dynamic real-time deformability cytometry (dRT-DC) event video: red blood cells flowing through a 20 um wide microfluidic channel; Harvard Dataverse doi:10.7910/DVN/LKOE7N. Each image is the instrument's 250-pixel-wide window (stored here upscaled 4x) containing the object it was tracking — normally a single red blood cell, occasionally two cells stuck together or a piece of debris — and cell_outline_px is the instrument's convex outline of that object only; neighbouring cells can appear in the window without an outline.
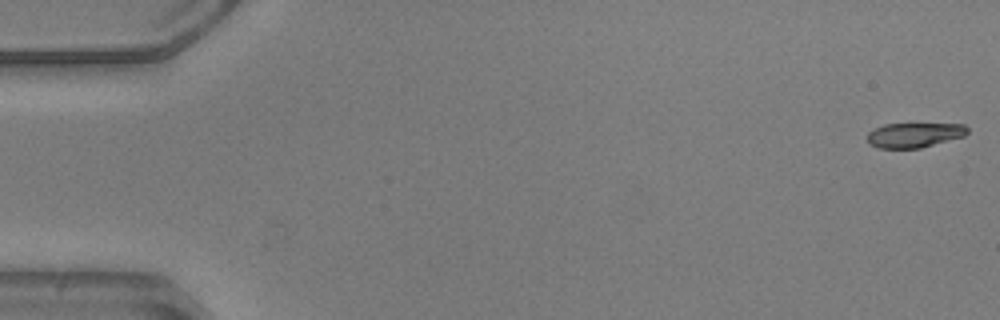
{"species": "common noctule bat (a hibernating species)", "species_latin": "Nyctalus noctula", "temperature_condition": "warm", "stored_images_in_passage": 50, "camera_frame_rate_fps": 3000, "um_per_image_px": 0.085, "animal": {"sex": "male", "body_mass_g": 20.5, "forearm_length_mm": 52.5}, "frame": {"image": 1, "passage_image": 1, "time_ms": 0.0, "image_size_px": [1000, 320], "cell_outline_px": [[968, 132], [964, 136], [920, 148], [880, 148], [872, 144], [868, 140], [868, 132], [872, 128], [884, 124], [964, 124], [968, 128]], "centroid_in_image_um": [77.72, 11.46], "position_along_channel_um": 7.3, "area_um2": 14.33}}
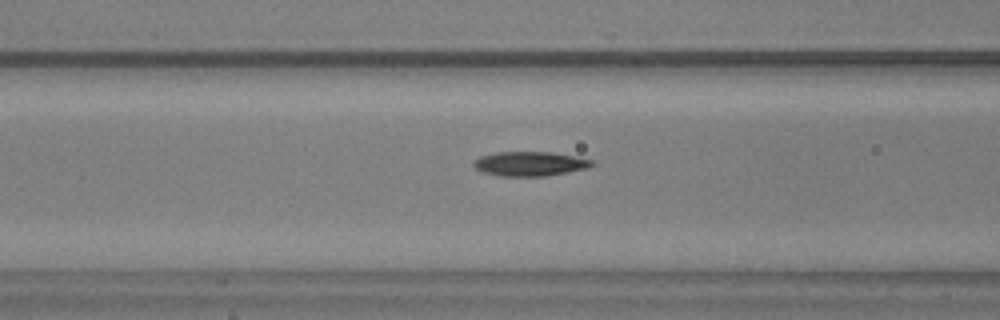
{"frame": {"image": 2, "passage_image": 21, "time_ms": 6.667, "image_size_px": [1000, 320], "cell_outline_px": [[596, 164], [588, 168], [568, 172], [544, 176], [500, 176], [484, 172], [476, 168], [472, 164], [480, 156], [496, 152], [552, 152], [592, 160]], "centroid_in_image_um": [45.05, 13.92], "position_along_channel_um": 121.5, "area_um2": 16.7}}
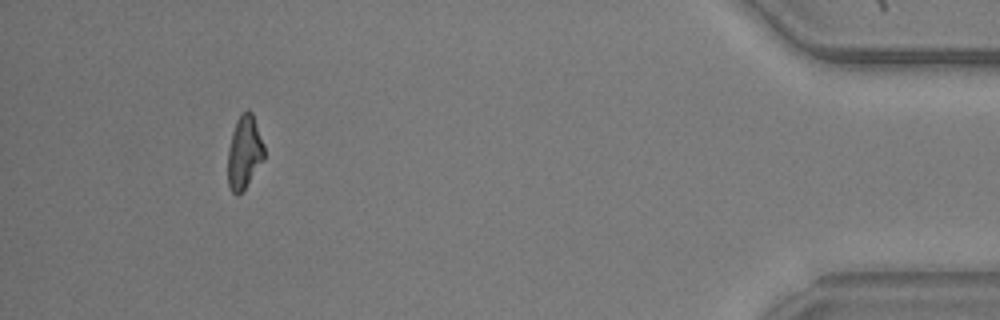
{"frame": {"image": 3, "passage_image": 48, "time_ms": 15.667, "image_size_px": [1000, 320], "cell_outline_px": [[264, 160], [244, 188], [236, 196], [232, 192], [228, 184], [228, 148], [232, 132], [236, 120], [240, 112], [248, 108], [252, 112], [264, 144]], "centroid_in_image_um": [20.76, 12.89], "position_along_channel_um": 414.4, "area_um2": 15.61}}